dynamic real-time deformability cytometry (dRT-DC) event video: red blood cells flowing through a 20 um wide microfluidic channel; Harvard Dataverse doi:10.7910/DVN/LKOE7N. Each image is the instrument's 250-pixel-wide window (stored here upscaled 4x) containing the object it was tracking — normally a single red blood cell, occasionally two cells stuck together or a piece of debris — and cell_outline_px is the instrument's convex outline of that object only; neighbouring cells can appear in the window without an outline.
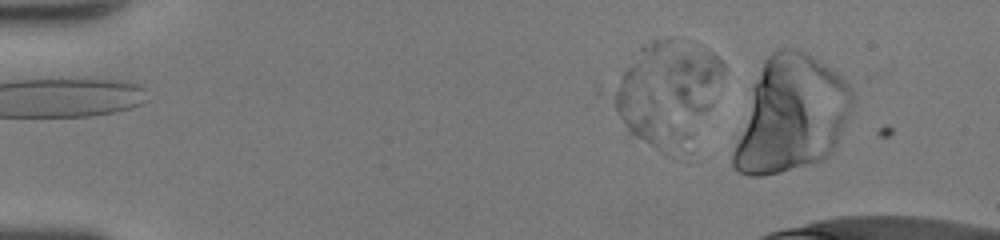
{"species": "human", "species_latin": "Homo sapiens", "temperature_condition": "room temperature", "stored_images_in_passage": 3, "camera_frame_rate_fps": 3000, "um_per_image_px": 0.085, "donor": {"sex": "female"}, "frame": {"image": 1, "passage_image": 2, "time_ms": 0.333, "image_size_px": [1000, 240], "cell_outline_px": [[656, 148], [628, 132], [596, 92], [596, 88], [600, 84], [628, 68], [636, 64], [656, 132]], "centroid_in_image_um": [53.5, 8.83], "position_along_channel_um": 31.5, "area_um2": 18.38}}